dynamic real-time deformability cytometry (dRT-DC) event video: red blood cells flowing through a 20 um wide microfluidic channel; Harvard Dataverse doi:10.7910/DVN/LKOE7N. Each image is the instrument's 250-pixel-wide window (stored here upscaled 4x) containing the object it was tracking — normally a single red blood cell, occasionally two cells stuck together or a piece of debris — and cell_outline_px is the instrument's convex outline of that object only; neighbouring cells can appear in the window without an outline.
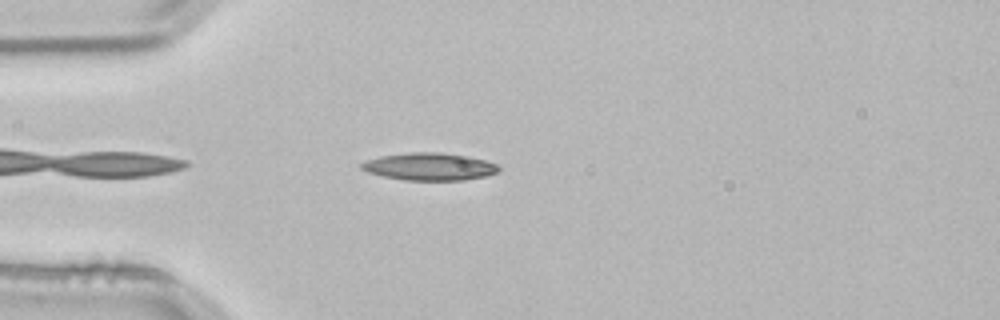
{"species": "common noctule bat (a hibernating species)", "species_latin": "Nyctalus noctula", "temperature_condition": "room temperature", "stored_images_in_passage": 39, "camera_frame_rate_fps": 3000, "um_per_image_px": 0.085, "animal": {"sex": "male", "body_mass_g": 21.5, "forearm_length_mm": 52.0}, "frame": {"image": 1, "passage_image": 3, "time_ms": 0.667, "image_size_px": [1000, 320], "cell_outline_px": [[500, 168], [496, 172], [488, 176], [464, 180], [404, 180], [384, 176], [368, 172], [360, 168], [360, 164], [368, 160], [380, 156], [408, 152], [440, 152], [468, 156], [484, 160], [496, 164]], "centroid_in_image_um": [36.51, 14.16], "position_along_channel_um": 48.5, "area_um2": 21.91}}
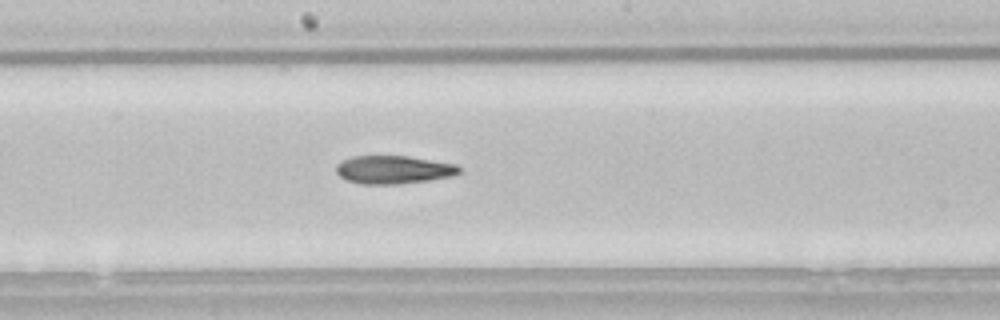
{"frame": {"image": 2, "passage_image": 17, "time_ms": 5.333, "image_size_px": [1000, 320], "cell_outline_px": [[460, 172], [452, 176], [428, 180], [396, 184], [360, 184], [348, 180], [340, 176], [336, 172], [336, 164], [340, 160], [352, 156], [408, 156], [456, 164], [460, 168]], "centroid_in_image_um": [33.41, 14.41], "position_along_channel_um": 214.8, "area_um2": 20.17}}
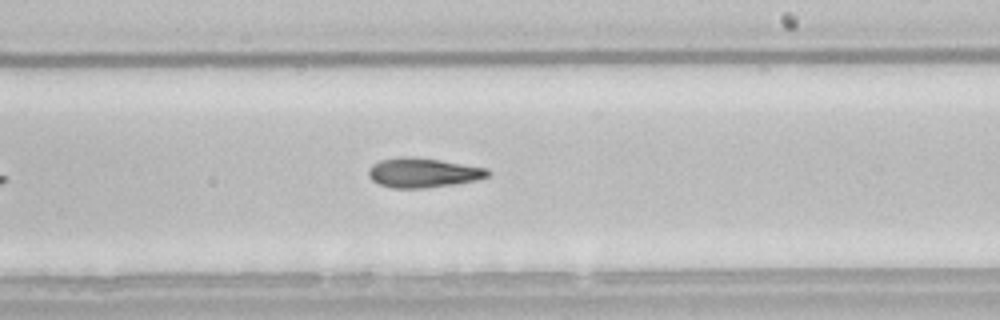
{"frame": {"image": 3, "passage_image": 20, "time_ms": 6.333, "image_size_px": [1000, 320], "cell_outline_px": [[492, 172], [488, 176], [476, 180], [452, 184], [424, 188], [392, 188], [380, 184], [372, 180], [368, 176], [368, 168], [372, 164], [380, 160], [396, 156], [404, 156], [440, 160], [488, 168]], "centroid_in_image_um": [35.93, 14.67], "position_along_channel_um": 253.1, "area_um2": 20.58}, "authors_computed_cell_mechanics": {"area_um2": 20.519, "velocity_mm_per_s": 3.8482, "shape_relaxation_time_tau1_ms": null, "shape_relaxation_time_tau2_ms": 4.6396, "deformation_change_tau1": null, "deformation_change_tau2": 0.1438}}